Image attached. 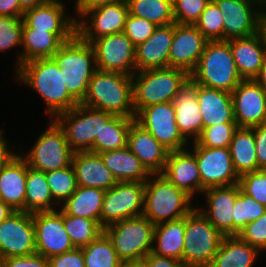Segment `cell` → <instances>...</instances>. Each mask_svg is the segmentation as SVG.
<instances>
[{
  "instance_id": "cell-47",
  "label": "cell",
  "mask_w": 266,
  "mask_h": 267,
  "mask_svg": "<svg viewBox=\"0 0 266 267\" xmlns=\"http://www.w3.org/2000/svg\"><path fill=\"white\" fill-rule=\"evenodd\" d=\"M211 0H172L173 17L177 24L194 25Z\"/></svg>"
},
{
  "instance_id": "cell-10",
  "label": "cell",
  "mask_w": 266,
  "mask_h": 267,
  "mask_svg": "<svg viewBox=\"0 0 266 267\" xmlns=\"http://www.w3.org/2000/svg\"><path fill=\"white\" fill-rule=\"evenodd\" d=\"M50 120L48 128L38 137L32 149L25 156L21 153L29 167L45 173L70 166L74 154L62 127L55 119Z\"/></svg>"
},
{
  "instance_id": "cell-22",
  "label": "cell",
  "mask_w": 266,
  "mask_h": 267,
  "mask_svg": "<svg viewBox=\"0 0 266 267\" xmlns=\"http://www.w3.org/2000/svg\"><path fill=\"white\" fill-rule=\"evenodd\" d=\"M188 149L170 151L161 174L193 198L196 193H201V176L196 156Z\"/></svg>"
},
{
  "instance_id": "cell-8",
  "label": "cell",
  "mask_w": 266,
  "mask_h": 267,
  "mask_svg": "<svg viewBox=\"0 0 266 267\" xmlns=\"http://www.w3.org/2000/svg\"><path fill=\"white\" fill-rule=\"evenodd\" d=\"M223 237L195 207L186 216L183 264L187 267H208Z\"/></svg>"
},
{
  "instance_id": "cell-1",
  "label": "cell",
  "mask_w": 266,
  "mask_h": 267,
  "mask_svg": "<svg viewBox=\"0 0 266 267\" xmlns=\"http://www.w3.org/2000/svg\"><path fill=\"white\" fill-rule=\"evenodd\" d=\"M14 72L19 82L28 85L41 96L47 108L46 114L51 119L79 104L67 91L63 72L53 58L27 61Z\"/></svg>"
},
{
  "instance_id": "cell-20",
  "label": "cell",
  "mask_w": 266,
  "mask_h": 267,
  "mask_svg": "<svg viewBox=\"0 0 266 267\" xmlns=\"http://www.w3.org/2000/svg\"><path fill=\"white\" fill-rule=\"evenodd\" d=\"M207 42L195 25L174 23L169 67L183 69L190 74L196 68Z\"/></svg>"
},
{
  "instance_id": "cell-26",
  "label": "cell",
  "mask_w": 266,
  "mask_h": 267,
  "mask_svg": "<svg viewBox=\"0 0 266 267\" xmlns=\"http://www.w3.org/2000/svg\"><path fill=\"white\" fill-rule=\"evenodd\" d=\"M176 123L182 135L195 141L203 129V119L197 100V84L189 79L174 96Z\"/></svg>"
},
{
  "instance_id": "cell-15",
  "label": "cell",
  "mask_w": 266,
  "mask_h": 267,
  "mask_svg": "<svg viewBox=\"0 0 266 267\" xmlns=\"http://www.w3.org/2000/svg\"><path fill=\"white\" fill-rule=\"evenodd\" d=\"M192 149L201 176V194L211 187L239 183L240 176L234 169L229 148H208L193 141Z\"/></svg>"
},
{
  "instance_id": "cell-34",
  "label": "cell",
  "mask_w": 266,
  "mask_h": 267,
  "mask_svg": "<svg viewBox=\"0 0 266 267\" xmlns=\"http://www.w3.org/2000/svg\"><path fill=\"white\" fill-rule=\"evenodd\" d=\"M186 217L155 225L152 253L183 262Z\"/></svg>"
},
{
  "instance_id": "cell-62",
  "label": "cell",
  "mask_w": 266,
  "mask_h": 267,
  "mask_svg": "<svg viewBox=\"0 0 266 267\" xmlns=\"http://www.w3.org/2000/svg\"><path fill=\"white\" fill-rule=\"evenodd\" d=\"M119 267H144L142 261L121 262Z\"/></svg>"
},
{
  "instance_id": "cell-36",
  "label": "cell",
  "mask_w": 266,
  "mask_h": 267,
  "mask_svg": "<svg viewBox=\"0 0 266 267\" xmlns=\"http://www.w3.org/2000/svg\"><path fill=\"white\" fill-rule=\"evenodd\" d=\"M233 166L238 175L258 171L255 139L252 127H238L230 143Z\"/></svg>"
},
{
  "instance_id": "cell-38",
  "label": "cell",
  "mask_w": 266,
  "mask_h": 267,
  "mask_svg": "<svg viewBox=\"0 0 266 267\" xmlns=\"http://www.w3.org/2000/svg\"><path fill=\"white\" fill-rule=\"evenodd\" d=\"M135 118L113 115L95 137L94 153L116 150L127 146L128 133Z\"/></svg>"
},
{
  "instance_id": "cell-31",
  "label": "cell",
  "mask_w": 266,
  "mask_h": 267,
  "mask_svg": "<svg viewBox=\"0 0 266 267\" xmlns=\"http://www.w3.org/2000/svg\"><path fill=\"white\" fill-rule=\"evenodd\" d=\"M228 41L239 75L243 80H254L266 59L259 36L254 34Z\"/></svg>"
},
{
  "instance_id": "cell-4",
  "label": "cell",
  "mask_w": 266,
  "mask_h": 267,
  "mask_svg": "<svg viewBox=\"0 0 266 267\" xmlns=\"http://www.w3.org/2000/svg\"><path fill=\"white\" fill-rule=\"evenodd\" d=\"M190 79L196 84L231 93L243 79L238 73L229 41H208Z\"/></svg>"
},
{
  "instance_id": "cell-39",
  "label": "cell",
  "mask_w": 266,
  "mask_h": 267,
  "mask_svg": "<svg viewBox=\"0 0 266 267\" xmlns=\"http://www.w3.org/2000/svg\"><path fill=\"white\" fill-rule=\"evenodd\" d=\"M129 14L146 19L156 26L175 23L172 0H126Z\"/></svg>"
},
{
  "instance_id": "cell-58",
  "label": "cell",
  "mask_w": 266,
  "mask_h": 267,
  "mask_svg": "<svg viewBox=\"0 0 266 267\" xmlns=\"http://www.w3.org/2000/svg\"><path fill=\"white\" fill-rule=\"evenodd\" d=\"M261 41L265 57H266V9L261 14L259 21L257 23V33Z\"/></svg>"
},
{
  "instance_id": "cell-51",
  "label": "cell",
  "mask_w": 266,
  "mask_h": 267,
  "mask_svg": "<svg viewBox=\"0 0 266 267\" xmlns=\"http://www.w3.org/2000/svg\"><path fill=\"white\" fill-rule=\"evenodd\" d=\"M49 267H85L82 248L54 255L48 258Z\"/></svg>"
},
{
  "instance_id": "cell-29",
  "label": "cell",
  "mask_w": 266,
  "mask_h": 267,
  "mask_svg": "<svg viewBox=\"0 0 266 267\" xmlns=\"http://www.w3.org/2000/svg\"><path fill=\"white\" fill-rule=\"evenodd\" d=\"M72 166L78 186L100 188L106 191L117 183L99 153L91 151L74 152Z\"/></svg>"
},
{
  "instance_id": "cell-9",
  "label": "cell",
  "mask_w": 266,
  "mask_h": 267,
  "mask_svg": "<svg viewBox=\"0 0 266 267\" xmlns=\"http://www.w3.org/2000/svg\"><path fill=\"white\" fill-rule=\"evenodd\" d=\"M113 114L78 104L73 109L60 113L55 120L66 134L67 142L74 152H94L95 137Z\"/></svg>"
},
{
  "instance_id": "cell-48",
  "label": "cell",
  "mask_w": 266,
  "mask_h": 267,
  "mask_svg": "<svg viewBox=\"0 0 266 267\" xmlns=\"http://www.w3.org/2000/svg\"><path fill=\"white\" fill-rule=\"evenodd\" d=\"M238 184L245 194L266 206V169L240 175Z\"/></svg>"
},
{
  "instance_id": "cell-55",
  "label": "cell",
  "mask_w": 266,
  "mask_h": 267,
  "mask_svg": "<svg viewBox=\"0 0 266 267\" xmlns=\"http://www.w3.org/2000/svg\"><path fill=\"white\" fill-rule=\"evenodd\" d=\"M19 0H0V16H23Z\"/></svg>"
},
{
  "instance_id": "cell-52",
  "label": "cell",
  "mask_w": 266,
  "mask_h": 267,
  "mask_svg": "<svg viewBox=\"0 0 266 267\" xmlns=\"http://www.w3.org/2000/svg\"><path fill=\"white\" fill-rule=\"evenodd\" d=\"M0 267H49L48 258L34 253L0 259Z\"/></svg>"
},
{
  "instance_id": "cell-40",
  "label": "cell",
  "mask_w": 266,
  "mask_h": 267,
  "mask_svg": "<svg viewBox=\"0 0 266 267\" xmlns=\"http://www.w3.org/2000/svg\"><path fill=\"white\" fill-rule=\"evenodd\" d=\"M63 224L72 244L76 248L88 245L104 232V228L98 221L71 216L64 212Z\"/></svg>"
},
{
  "instance_id": "cell-32",
  "label": "cell",
  "mask_w": 266,
  "mask_h": 267,
  "mask_svg": "<svg viewBox=\"0 0 266 267\" xmlns=\"http://www.w3.org/2000/svg\"><path fill=\"white\" fill-rule=\"evenodd\" d=\"M99 154L117 182H145L151 176L128 146Z\"/></svg>"
},
{
  "instance_id": "cell-46",
  "label": "cell",
  "mask_w": 266,
  "mask_h": 267,
  "mask_svg": "<svg viewBox=\"0 0 266 267\" xmlns=\"http://www.w3.org/2000/svg\"><path fill=\"white\" fill-rule=\"evenodd\" d=\"M22 16H0V52L22 46Z\"/></svg>"
},
{
  "instance_id": "cell-5",
  "label": "cell",
  "mask_w": 266,
  "mask_h": 267,
  "mask_svg": "<svg viewBox=\"0 0 266 267\" xmlns=\"http://www.w3.org/2000/svg\"><path fill=\"white\" fill-rule=\"evenodd\" d=\"M145 183L143 215L154 225L186 217L196 206L193 198L170 183L161 173L151 174Z\"/></svg>"
},
{
  "instance_id": "cell-27",
  "label": "cell",
  "mask_w": 266,
  "mask_h": 267,
  "mask_svg": "<svg viewBox=\"0 0 266 267\" xmlns=\"http://www.w3.org/2000/svg\"><path fill=\"white\" fill-rule=\"evenodd\" d=\"M76 33H51L45 30H33L25 24L22 28V48L19 51L16 68L21 64L38 58H52L61 45L69 41Z\"/></svg>"
},
{
  "instance_id": "cell-33",
  "label": "cell",
  "mask_w": 266,
  "mask_h": 267,
  "mask_svg": "<svg viewBox=\"0 0 266 267\" xmlns=\"http://www.w3.org/2000/svg\"><path fill=\"white\" fill-rule=\"evenodd\" d=\"M260 253L238 235L224 236L208 267H253Z\"/></svg>"
},
{
  "instance_id": "cell-50",
  "label": "cell",
  "mask_w": 266,
  "mask_h": 267,
  "mask_svg": "<svg viewBox=\"0 0 266 267\" xmlns=\"http://www.w3.org/2000/svg\"><path fill=\"white\" fill-rule=\"evenodd\" d=\"M238 236L260 252L266 251V212L247 224Z\"/></svg>"
},
{
  "instance_id": "cell-13",
  "label": "cell",
  "mask_w": 266,
  "mask_h": 267,
  "mask_svg": "<svg viewBox=\"0 0 266 267\" xmlns=\"http://www.w3.org/2000/svg\"><path fill=\"white\" fill-rule=\"evenodd\" d=\"M128 15L126 0L92 8L84 11L80 18L76 19V34L82 40L91 43L102 36L122 33ZM86 17L89 19L88 22L85 20Z\"/></svg>"
},
{
  "instance_id": "cell-14",
  "label": "cell",
  "mask_w": 266,
  "mask_h": 267,
  "mask_svg": "<svg viewBox=\"0 0 266 267\" xmlns=\"http://www.w3.org/2000/svg\"><path fill=\"white\" fill-rule=\"evenodd\" d=\"M213 1L224 17L223 40L245 38L257 33V23L266 9V0Z\"/></svg>"
},
{
  "instance_id": "cell-49",
  "label": "cell",
  "mask_w": 266,
  "mask_h": 267,
  "mask_svg": "<svg viewBox=\"0 0 266 267\" xmlns=\"http://www.w3.org/2000/svg\"><path fill=\"white\" fill-rule=\"evenodd\" d=\"M154 23L133 15H128L124 24L123 33L137 46L145 42L157 28Z\"/></svg>"
},
{
  "instance_id": "cell-17",
  "label": "cell",
  "mask_w": 266,
  "mask_h": 267,
  "mask_svg": "<svg viewBox=\"0 0 266 267\" xmlns=\"http://www.w3.org/2000/svg\"><path fill=\"white\" fill-rule=\"evenodd\" d=\"M36 253L32 213L14 211L0 223V259Z\"/></svg>"
},
{
  "instance_id": "cell-11",
  "label": "cell",
  "mask_w": 266,
  "mask_h": 267,
  "mask_svg": "<svg viewBox=\"0 0 266 267\" xmlns=\"http://www.w3.org/2000/svg\"><path fill=\"white\" fill-rule=\"evenodd\" d=\"M144 200V182H117L105 191L101 210L102 227L143 215Z\"/></svg>"
},
{
  "instance_id": "cell-25",
  "label": "cell",
  "mask_w": 266,
  "mask_h": 267,
  "mask_svg": "<svg viewBox=\"0 0 266 267\" xmlns=\"http://www.w3.org/2000/svg\"><path fill=\"white\" fill-rule=\"evenodd\" d=\"M65 5L61 0L24 11L23 23L33 30H45L51 33H76V18L65 15Z\"/></svg>"
},
{
  "instance_id": "cell-44",
  "label": "cell",
  "mask_w": 266,
  "mask_h": 267,
  "mask_svg": "<svg viewBox=\"0 0 266 267\" xmlns=\"http://www.w3.org/2000/svg\"><path fill=\"white\" fill-rule=\"evenodd\" d=\"M224 17L216 3L211 0L194 24L208 41L223 40Z\"/></svg>"
},
{
  "instance_id": "cell-41",
  "label": "cell",
  "mask_w": 266,
  "mask_h": 267,
  "mask_svg": "<svg viewBox=\"0 0 266 267\" xmlns=\"http://www.w3.org/2000/svg\"><path fill=\"white\" fill-rule=\"evenodd\" d=\"M85 259V267H119L121 260L111 240L103 232L97 239L81 247Z\"/></svg>"
},
{
  "instance_id": "cell-28",
  "label": "cell",
  "mask_w": 266,
  "mask_h": 267,
  "mask_svg": "<svg viewBox=\"0 0 266 267\" xmlns=\"http://www.w3.org/2000/svg\"><path fill=\"white\" fill-rule=\"evenodd\" d=\"M27 162L16 153L0 171V198L14 211H25Z\"/></svg>"
},
{
  "instance_id": "cell-60",
  "label": "cell",
  "mask_w": 266,
  "mask_h": 267,
  "mask_svg": "<svg viewBox=\"0 0 266 267\" xmlns=\"http://www.w3.org/2000/svg\"><path fill=\"white\" fill-rule=\"evenodd\" d=\"M254 81L266 92V59Z\"/></svg>"
},
{
  "instance_id": "cell-19",
  "label": "cell",
  "mask_w": 266,
  "mask_h": 267,
  "mask_svg": "<svg viewBox=\"0 0 266 267\" xmlns=\"http://www.w3.org/2000/svg\"><path fill=\"white\" fill-rule=\"evenodd\" d=\"M231 96L238 127L266 123V92L254 80H242Z\"/></svg>"
},
{
  "instance_id": "cell-61",
  "label": "cell",
  "mask_w": 266,
  "mask_h": 267,
  "mask_svg": "<svg viewBox=\"0 0 266 267\" xmlns=\"http://www.w3.org/2000/svg\"><path fill=\"white\" fill-rule=\"evenodd\" d=\"M14 210L2 200H0V223L11 215Z\"/></svg>"
},
{
  "instance_id": "cell-24",
  "label": "cell",
  "mask_w": 266,
  "mask_h": 267,
  "mask_svg": "<svg viewBox=\"0 0 266 267\" xmlns=\"http://www.w3.org/2000/svg\"><path fill=\"white\" fill-rule=\"evenodd\" d=\"M174 36V23L158 26L153 34L136 46V72L169 67V53Z\"/></svg>"
},
{
  "instance_id": "cell-12",
  "label": "cell",
  "mask_w": 266,
  "mask_h": 267,
  "mask_svg": "<svg viewBox=\"0 0 266 267\" xmlns=\"http://www.w3.org/2000/svg\"><path fill=\"white\" fill-rule=\"evenodd\" d=\"M135 121L148 130L169 151L190 148L188 140L177 126L173 102L144 107L136 114Z\"/></svg>"
},
{
  "instance_id": "cell-3",
  "label": "cell",
  "mask_w": 266,
  "mask_h": 267,
  "mask_svg": "<svg viewBox=\"0 0 266 267\" xmlns=\"http://www.w3.org/2000/svg\"><path fill=\"white\" fill-rule=\"evenodd\" d=\"M52 58L63 72L67 91L80 104L97 70L93 47L75 34L61 45Z\"/></svg>"
},
{
  "instance_id": "cell-57",
  "label": "cell",
  "mask_w": 266,
  "mask_h": 267,
  "mask_svg": "<svg viewBox=\"0 0 266 267\" xmlns=\"http://www.w3.org/2000/svg\"><path fill=\"white\" fill-rule=\"evenodd\" d=\"M4 129H0V171L7 164V162L16 154L13 151H10L8 148V141L3 137Z\"/></svg>"
},
{
  "instance_id": "cell-35",
  "label": "cell",
  "mask_w": 266,
  "mask_h": 267,
  "mask_svg": "<svg viewBox=\"0 0 266 267\" xmlns=\"http://www.w3.org/2000/svg\"><path fill=\"white\" fill-rule=\"evenodd\" d=\"M104 194L105 190L100 188L77 186L60 209L65 214L92 219L101 224Z\"/></svg>"
},
{
  "instance_id": "cell-42",
  "label": "cell",
  "mask_w": 266,
  "mask_h": 267,
  "mask_svg": "<svg viewBox=\"0 0 266 267\" xmlns=\"http://www.w3.org/2000/svg\"><path fill=\"white\" fill-rule=\"evenodd\" d=\"M50 193L58 206H61L77 189V180L72 164L66 168L46 173ZM63 201V202H62Z\"/></svg>"
},
{
  "instance_id": "cell-6",
  "label": "cell",
  "mask_w": 266,
  "mask_h": 267,
  "mask_svg": "<svg viewBox=\"0 0 266 267\" xmlns=\"http://www.w3.org/2000/svg\"><path fill=\"white\" fill-rule=\"evenodd\" d=\"M189 79L187 71L173 67L137 71L132 75L135 113L149 105L173 102Z\"/></svg>"
},
{
  "instance_id": "cell-45",
  "label": "cell",
  "mask_w": 266,
  "mask_h": 267,
  "mask_svg": "<svg viewBox=\"0 0 266 267\" xmlns=\"http://www.w3.org/2000/svg\"><path fill=\"white\" fill-rule=\"evenodd\" d=\"M237 128V123H221L205 127L195 142L199 146L208 148H229Z\"/></svg>"
},
{
  "instance_id": "cell-21",
  "label": "cell",
  "mask_w": 266,
  "mask_h": 267,
  "mask_svg": "<svg viewBox=\"0 0 266 267\" xmlns=\"http://www.w3.org/2000/svg\"><path fill=\"white\" fill-rule=\"evenodd\" d=\"M203 194L207 207L198 208L199 211L223 236H232L233 208L239 195V184L211 187L205 189Z\"/></svg>"
},
{
  "instance_id": "cell-53",
  "label": "cell",
  "mask_w": 266,
  "mask_h": 267,
  "mask_svg": "<svg viewBox=\"0 0 266 267\" xmlns=\"http://www.w3.org/2000/svg\"><path fill=\"white\" fill-rule=\"evenodd\" d=\"M252 128L254 132L258 170L266 169V123L255 125Z\"/></svg>"
},
{
  "instance_id": "cell-30",
  "label": "cell",
  "mask_w": 266,
  "mask_h": 267,
  "mask_svg": "<svg viewBox=\"0 0 266 267\" xmlns=\"http://www.w3.org/2000/svg\"><path fill=\"white\" fill-rule=\"evenodd\" d=\"M197 100L203 128L221 123H236L231 93L197 84Z\"/></svg>"
},
{
  "instance_id": "cell-37",
  "label": "cell",
  "mask_w": 266,
  "mask_h": 267,
  "mask_svg": "<svg viewBox=\"0 0 266 267\" xmlns=\"http://www.w3.org/2000/svg\"><path fill=\"white\" fill-rule=\"evenodd\" d=\"M55 203L46 179V173L28 166L25 194V212L55 211Z\"/></svg>"
},
{
  "instance_id": "cell-56",
  "label": "cell",
  "mask_w": 266,
  "mask_h": 267,
  "mask_svg": "<svg viewBox=\"0 0 266 267\" xmlns=\"http://www.w3.org/2000/svg\"><path fill=\"white\" fill-rule=\"evenodd\" d=\"M119 1L125 0H76L75 8L77 11V15L80 16L84 11L90 10L101 5L116 3Z\"/></svg>"
},
{
  "instance_id": "cell-18",
  "label": "cell",
  "mask_w": 266,
  "mask_h": 267,
  "mask_svg": "<svg viewBox=\"0 0 266 267\" xmlns=\"http://www.w3.org/2000/svg\"><path fill=\"white\" fill-rule=\"evenodd\" d=\"M35 228L36 253L49 258L73 250L68 233L63 224V211L32 213Z\"/></svg>"
},
{
  "instance_id": "cell-23",
  "label": "cell",
  "mask_w": 266,
  "mask_h": 267,
  "mask_svg": "<svg viewBox=\"0 0 266 267\" xmlns=\"http://www.w3.org/2000/svg\"><path fill=\"white\" fill-rule=\"evenodd\" d=\"M127 146L151 174L163 172L170 151L135 120L129 128Z\"/></svg>"
},
{
  "instance_id": "cell-59",
  "label": "cell",
  "mask_w": 266,
  "mask_h": 267,
  "mask_svg": "<svg viewBox=\"0 0 266 267\" xmlns=\"http://www.w3.org/2000/svg\"><path fill=\"white\" fill-rule=\"evenodd\" d=\"M51 0H19L20 8L23 11L44 5Z\"/></svg>"
},
{
  "instance_id": "cell-7",
  "label": "cell",
  "mask_w": 266,
  "mask_h": 267,
  "mask_svg": "<svg viewBox=\"0 0 266 267\" xmlns=\"http://www.w3.org/2000/svg\"><path fill=\"white\" fill-rule=\"evenodd\" d=\"M155 225L144 215L115 222L104 228L122 262L142 261L151 251Z\"/></svg>"
},
{
  "instance_id": "cell-2",
  "label": "cell",
  "mask_w": 266,
  "mask_h": 267,
  "mask_svg": "<svg viewBox=\"0 0 266 267\" xmlns=\"http://www.w3.org/2000/svg\"><path fill=\"white\" fill-rule=\"evenodd\" d=\"M80 104L113 115L135 118L132 76L97 69Z\"/></svg>"
},
{
  "instance_id": "cell-16",
  "label": "cell",
  "mask_w": 266,
  "mask_h": 267,
  "mask_svg": "<svg viewBox=\"0 0 266 267\" xmlns=\"http://www.w3.org/2000/svg\"><path fill=\"white\" fill-rule=\"evenodd\" d=\"M90 44L97 69L131 76L136 73V46L123 32L99 37Z\"/></svg>"
},
{
  "instance_id": "cell-54",
  "label": "cell",
  "mask_w": 266,
  "mask_h": 267,
  "mask_svg": "<svg viewBox=\"0 0 266 267\" xmlns=\"http://www.w3.org/2000/svg\"><path fill=\"white\" fill-rule=\"evenodd\" d=\"M144 267H187L183 262L172 258L153 254L150 252L143 260Z\"/></svg>"
},
{
  "instance_id": "cell-43",
  "label": "cell",
  "mask_w": 266,
  "mask_h": 267,
  "mask_svg": "<svg viewBox=\"0 0 266 267\" xmlns=\"http://www.w3.org/2000/svg\"><path fill=\"white\" fill-rule=\"evenodd\" d=\"M233 211V235H238L247 224L266 212V206L245 194L239 186V195L236 197Z\"/></svg>"
}]
</instances>
